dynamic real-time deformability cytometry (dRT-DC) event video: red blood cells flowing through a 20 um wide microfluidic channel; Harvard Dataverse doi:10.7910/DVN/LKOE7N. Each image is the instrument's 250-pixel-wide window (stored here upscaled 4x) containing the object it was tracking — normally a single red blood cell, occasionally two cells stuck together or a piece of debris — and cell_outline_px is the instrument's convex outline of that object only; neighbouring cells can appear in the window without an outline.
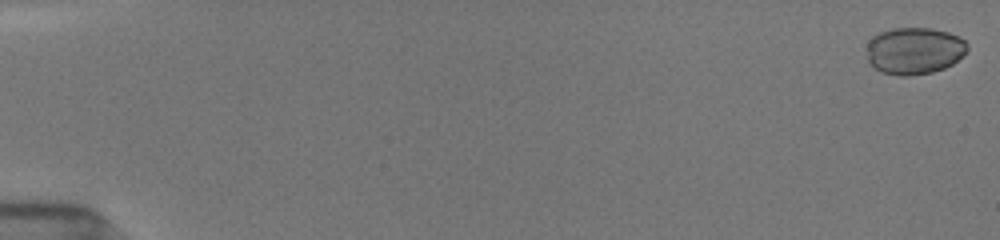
{"species": "common noctule bat (a hibernating species)", "species_latin": "Nyctalus noctula", "temperature_condition": "room temperature", "stored_images_in_passage": 21, "camera_frame_rate_fps": 3000, "um_per_image_px": 0.085, "animal": {"sex": "female", "body_mass_g": 19.5, "forearm_length_mm": 54.1}, "frame": {"image": 1, "passage_image": 1, "time_ms": 0.0, "image_size_px": [1000, 240], "cell_outline_px": [[968, 52], [964, 56], [952, 64], [944, 68], [932, 72], [908, 76], [900, 76], [880, 72], [872, 68], [868, 64], [868, 40], [872, 36], [880, 32], [892, 28], [932, 28], [948, 32], [964, 40], [968, 44]], "centroid_in_image_um": [77.71, 4.32], "position_along_channel_um": 7.3, "area_um2": 27.92}}
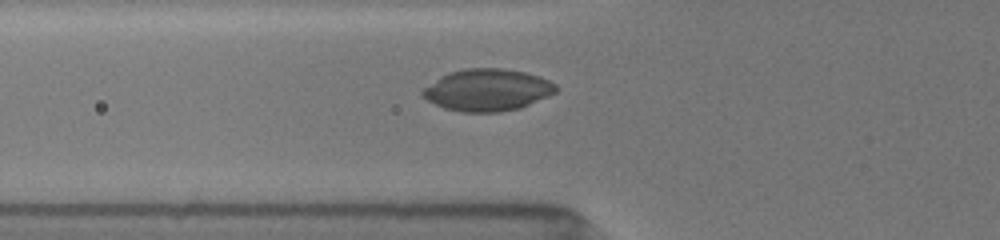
{"frame": {"image": 2, "passage_image": 17, "time_ms": 6.333, "image_size_px": [1000, 240], "cell_outline_px": [[556, 92], [548, 96], [520, 108], [500, 112], [460, 112], [444, 108], [428, 100], [420, 92], [424, 88], [440, 76], [448, 72], [464, 68], [504, 68], [524, 72], [540, 76], [556, 84]], "centroid_in_image_um": [41.42, 7.64], "position_along_channel_um": 84.4, "area_um2": 32.6}}
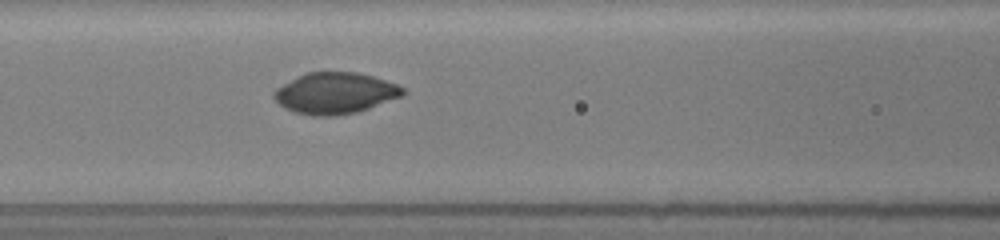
{"frame": {"image": 3, "passage_image": 21, "time_ms": 7.667, "image_size_px": [1000, 240], "cell_outline_px": [[408, 92], [404, 96], [356, 112], [332, 116], [312, 116], [296, 112], [284, 108], [272, 96], [272, 92], [276, 88], [296, 76], [304, 72], [356, 72], [372, 76], [396, 84], [404, 88]], "centroid_in_image_um": [28.48, 7.91], "position_along_channel_um": 138.1, "area_um2": 31.1}}